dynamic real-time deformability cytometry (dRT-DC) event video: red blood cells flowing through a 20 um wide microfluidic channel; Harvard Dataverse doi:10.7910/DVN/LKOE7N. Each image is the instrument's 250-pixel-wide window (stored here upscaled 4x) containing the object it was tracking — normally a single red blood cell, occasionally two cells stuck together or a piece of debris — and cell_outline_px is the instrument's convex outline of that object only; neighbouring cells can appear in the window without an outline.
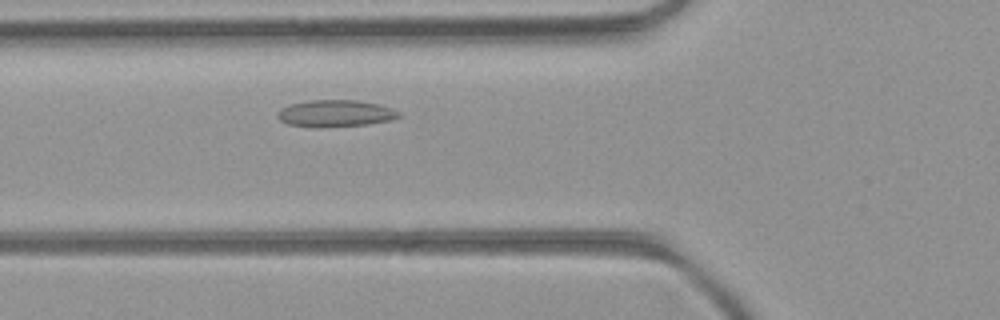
{"species": "common noctule bat (a hibernating species)", "species_latin": "Nyctalus noctula", "temperature_condition": "room temperature", "stored_images_in_passage": 40, "camera_frame_rate_fps": 3000, "um_per_image_px": 0.085, "animal": {"sex": "female", "body_mass_g": 21.9}, "frame": {"image": 1, "passage_image": 9, "time_ms": 2.667, "image_size_px": [1000, 320], "cell_outline_px": [[400, 116], [392, 120], [368, 124], [320, 128], [312, 128], [288, 124], [280, 120], [276, 116], [276, 112], [280, 108], [288, 104], [308, 100], [356, 100], [376, 104], [392, 108], [400, 112]], "centroid_in_image_um": [28.45, 9.65], "position_along_channel_um": 97.4, "area_um2": 19.31}}
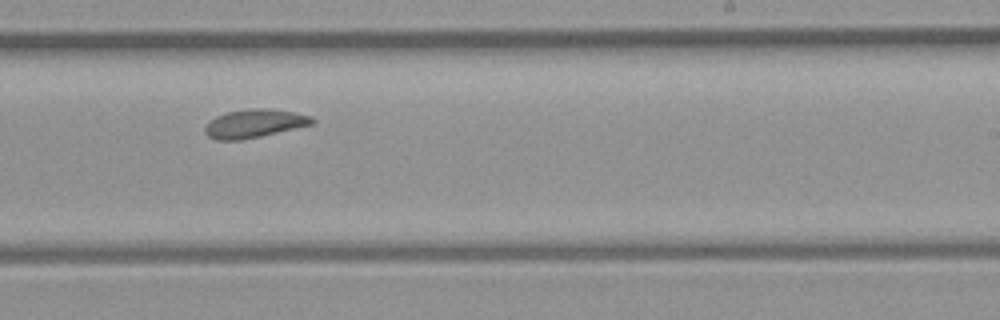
{"frame": {"image": 2, "passage_image": 21, "time_ms": 6.667, "image_size_px": [1000, 320], "cell_outline_px": [[316, 120], [312, 124], [244, 140], [216, 140], [208, 136], [204, 132], [204, 128], [216, 116], [228, 112], [252, 108], [268, 108], [296, 112], [312, 116]], "centroid_in_image_um": [21.64, 10.5], "position_along_channel_um": 267.4, "area_um2": 17.69}}
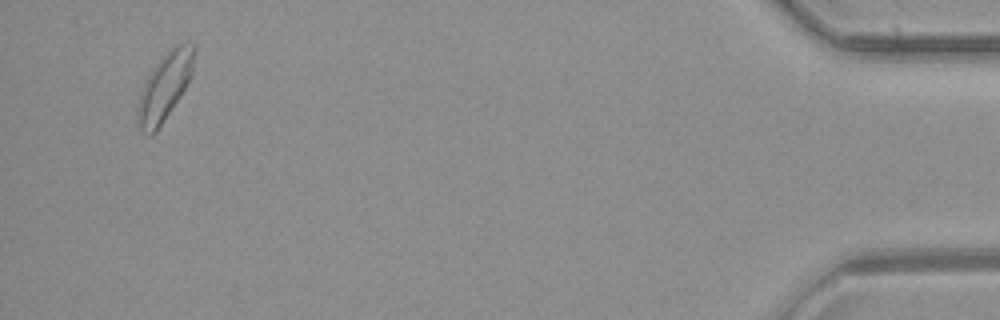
{"frame": {"image": 3, "passage_image": 38, "time_ms": 12.333, "image_size_px": [1000, 320], "cell_outline_px": [[196, 52], [192, 72], [180, 96], [156, 132], [152, 136], [148, 136], [140, 128], [136, 120], [136, 112], [140, 92], [152, 68], [168, 48], [176, 44], [196, 44]], "centroid_in_image_um": [13.99, 7.35], "position_along_channel_um": 421.2, "area_um2": 22.25}, "authors_computed_cell_mechanics": {"area_um2": 18.5249, "velocity_mm_per_s": 4.241, "shape_relaxation_time_tau1_ms": 6.2391, "shape_relaxation_time_tau2_ms": 1.8565, "deformation_change_tau1": 0.099, "deformation_change_tau2": 0.0727}}